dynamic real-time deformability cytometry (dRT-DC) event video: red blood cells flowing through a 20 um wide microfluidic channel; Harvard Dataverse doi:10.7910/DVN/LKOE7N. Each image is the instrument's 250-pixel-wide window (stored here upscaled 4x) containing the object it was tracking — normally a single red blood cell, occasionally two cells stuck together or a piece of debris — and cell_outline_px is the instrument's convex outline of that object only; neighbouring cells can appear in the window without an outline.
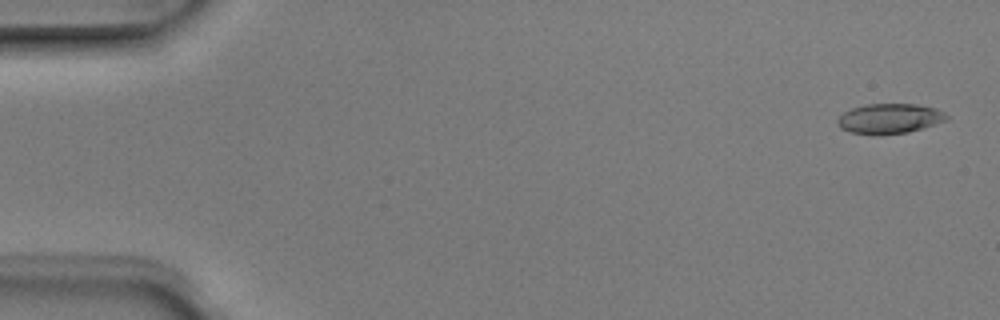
{"species": "Egyptian fruit bat (a non-hibernating species)", "species_latin": "Rousettus aegyptiacus", "temperature_condition": "room temperature", "stored_images_in_passage": 4, "camera_frame_rate_fps": 3000, "um_per_image_px": 0.085, "animal": {"sex": "male"}, "frame": {"image": 1, "passage_image": 1, "time_ms": 0.0, "image_size_px": [1000, 320], "cell_outline_px": [[948, 120], [908, 132], [880, 136], [852, 132], [840, 128], [836, 124], [836, 120], [844, 112], [852, 108], [868, 104], [916, 104], [936, 108], [944, 112], [948, 116]], "centroid_in_image_um": [75.6, 10.09], "position_along_channel_um": 9.4, "area_um2": 19.19}}
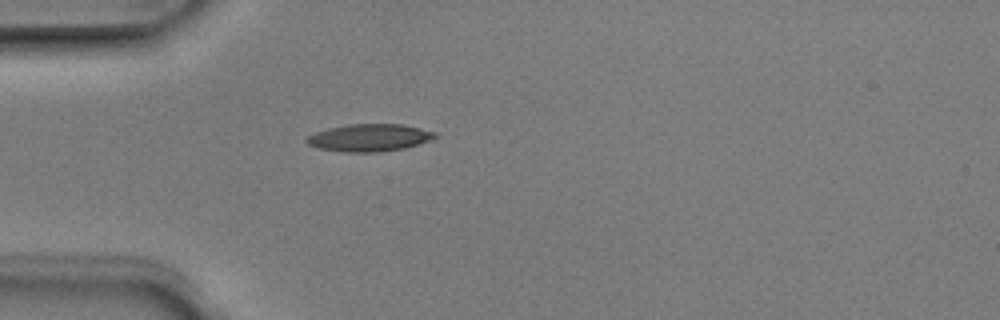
{"frame": {"image": 2, "passage_image": 4, "time_ms": 1.0, "image_size_px": [1000, 320], "cell_outline_px": [[436, 136], [428, 140], [404, 148], [380, 152], [344, 152], [320, 148], [308, 144], [304, 140], [308, 136], [316, 132], [328, 128], [348, 124], [400, 124], [420, 128], [436, 132]], "centroid_in_image_um": [31.36, 11.7], "position_along_channel_um": 53.6, "area_um2": 20.23}}